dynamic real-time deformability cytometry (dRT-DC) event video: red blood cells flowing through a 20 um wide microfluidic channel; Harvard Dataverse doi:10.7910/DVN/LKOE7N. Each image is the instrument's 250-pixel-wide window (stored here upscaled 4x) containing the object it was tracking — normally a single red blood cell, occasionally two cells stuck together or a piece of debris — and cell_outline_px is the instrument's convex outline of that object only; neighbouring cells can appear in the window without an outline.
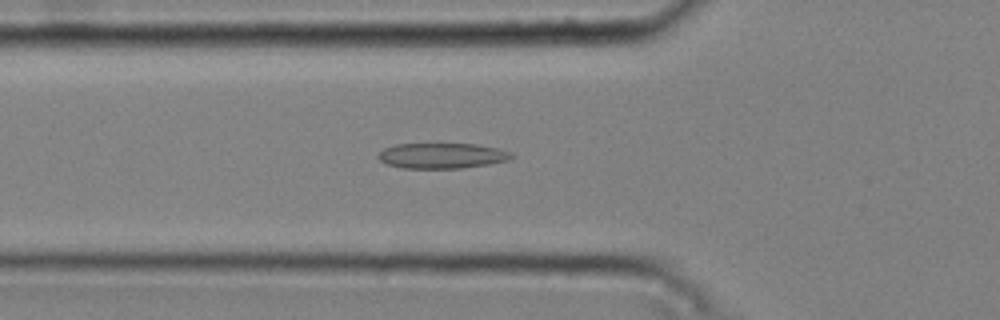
{"species": "common noctule bat (a hibernating species)", "species_latin": "Nyctalus noctula", "temperature_condition": "cold", "stored_images_in_passage": 44, "camera_frame_rate_fps": 3000, "um_per_image_px": 0.085, "animal": {"sex": "male", "body_mass_g": 20.4}, "frame": {"image": 1, "passage_image": 12, "time_ms": 3.667, "image_size_px": [1000, 320], "cell_outline_px": [[516, 156], [508, 160], [488, 164], [460, 168], [400, 168], [388, 164], [380, 160], [376, 156], [384, 148], [396, 144], [476, 144], [496, 148], [512, 152]], "centroid_in_image_um": [37.57, 13.23], "position_along_channel_um": 88.2, "area_um2": 19.71}}
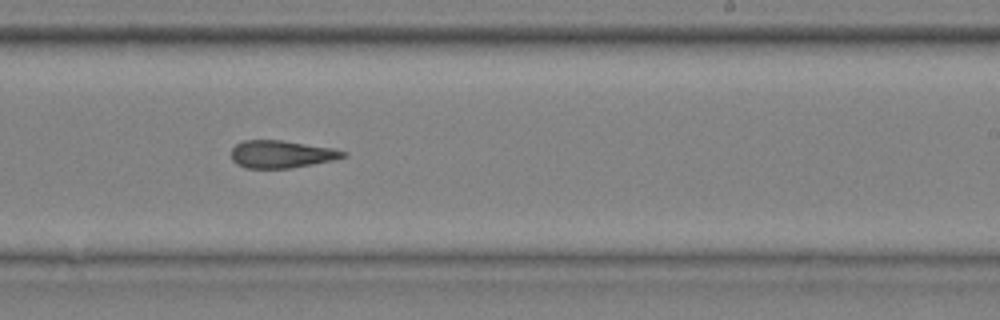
{"frame": {"image": 2, "passage_image": 26, "time_ms": 8.333, "image_size_px": [1000, 320], "cell_outline_px": [[348, 156], [332, 160], [292, 168], [244, 168], [236, 164], [232, 160], [232, 148], [236, 144], [244, 140], [280, 140], [332, 148], [348, 152]], "centroid_in_image_um": [23.91, 13.11], "position_along_channel_um": 265.1, "area_um2": 17.92}}
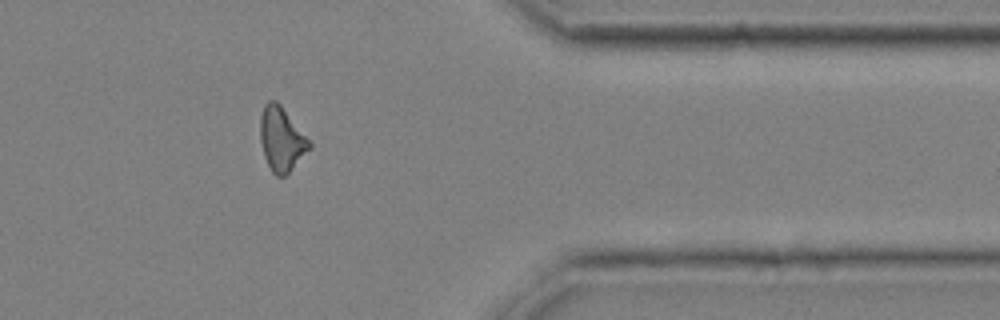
{"frame": {"image": 3, "passage_image": 37, "time_ms": 12.0, "image_size_px": [1000, 320], "cell_outline_px": [[312, 148], [284, 176], [276, 176], [272, 172], [264, 156], [260, 140], [260, 116], [264, 104], [268, 100], [276, 100], [280, 104], [312, 144]], "centroid_in_image_um": [23.91, 11.82], "position_along_channel_um": 387.5, "area_um2": 18.21}, "authors_computed_cell_mechanics": {"area_um2": 18.5249, "velocity_mm_per_s": 3.7885, "shape_relaxation_time_tau1_ms": null, "shape_relaxation_time_tau2_ms": 3.6415, "deformation_change_tau1": null, "deformation_change_tau2": 0.1267}}